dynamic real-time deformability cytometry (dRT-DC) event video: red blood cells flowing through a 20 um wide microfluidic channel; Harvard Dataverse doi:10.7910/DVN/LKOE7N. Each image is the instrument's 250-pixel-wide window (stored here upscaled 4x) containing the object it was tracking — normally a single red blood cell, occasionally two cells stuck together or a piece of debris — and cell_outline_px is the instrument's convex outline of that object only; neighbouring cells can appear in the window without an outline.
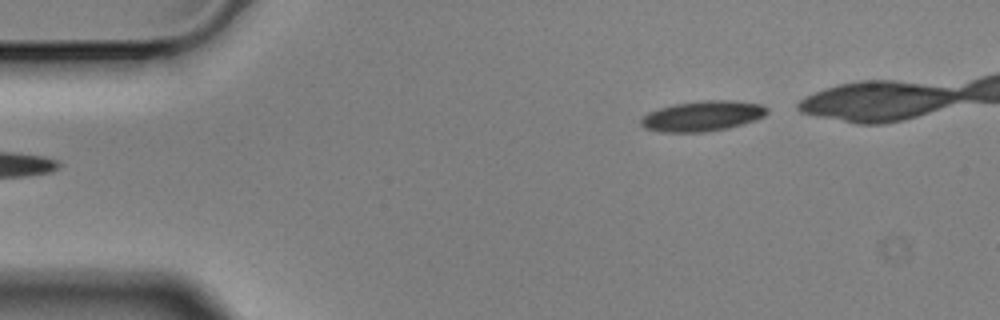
{"species": "Egyptian fruit bat (a non-hibernating species)", "species_latin": "Rousettus aegyptiacus", "temperature_condition": "cold", "stored_images_in_passage": 4, "segment_of_instrument_passage": [2, 2], "camera_frame_rate_fps": 3000, "um_per_image_px": 0.085, "animal": {"sex": "male"}, "frame": {"image": 1, "passage_image": 4, "time_ms": 1.0, "image_size_px": [1000, 320], "cell_outline_px": [[768, 112], [764, 116], [756, 120], [744, 124], [728, 128], [704, 132], [660, 132], [644, 128], [640, 124], [640, 120], [648, 112], [672, 104], [704, 100], [732, 100], [760, 104], [768, 108]], "centroid_in_image_um": [59.71, 9.86], "position_along_channel_um": 25.3, "area_um2": 22.43}}